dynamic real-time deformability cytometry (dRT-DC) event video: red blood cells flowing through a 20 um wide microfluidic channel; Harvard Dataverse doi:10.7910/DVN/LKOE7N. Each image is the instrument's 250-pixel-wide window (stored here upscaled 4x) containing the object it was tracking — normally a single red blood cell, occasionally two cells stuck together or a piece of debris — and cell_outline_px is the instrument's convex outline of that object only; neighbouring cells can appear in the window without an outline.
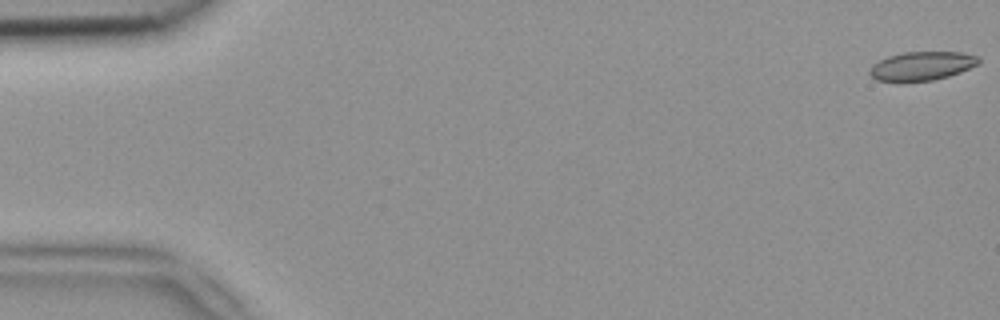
{"species": "common noctule bat (a hibernating species)", "species_latin": "Nyctalus noctula", "temperature_condition": "room temperature", "stored_images_in_passage": 9, "camera_frame_rate_fps": 3000, "um_per_image_px": 0.085, "animal": {"sex": "female", "body_mass_g": 18.4}, "frame": {"image": 1, "passage_image": 1, "time_ms": 0.0, "image_size_px": [1000, 320], "cell_outline_px": [[980, 64], [960, 72], [948, 76], [932, 80], [904, 84], [900, 84], [876, 80], [868, 72], [872, 64], [888, 56], [904, 52], [960, 52], [980, 56]], "centroid_in_image_um": [78.33, 5.64], "position_along_channel_um": 6.7, "area_um2": 18.9}}